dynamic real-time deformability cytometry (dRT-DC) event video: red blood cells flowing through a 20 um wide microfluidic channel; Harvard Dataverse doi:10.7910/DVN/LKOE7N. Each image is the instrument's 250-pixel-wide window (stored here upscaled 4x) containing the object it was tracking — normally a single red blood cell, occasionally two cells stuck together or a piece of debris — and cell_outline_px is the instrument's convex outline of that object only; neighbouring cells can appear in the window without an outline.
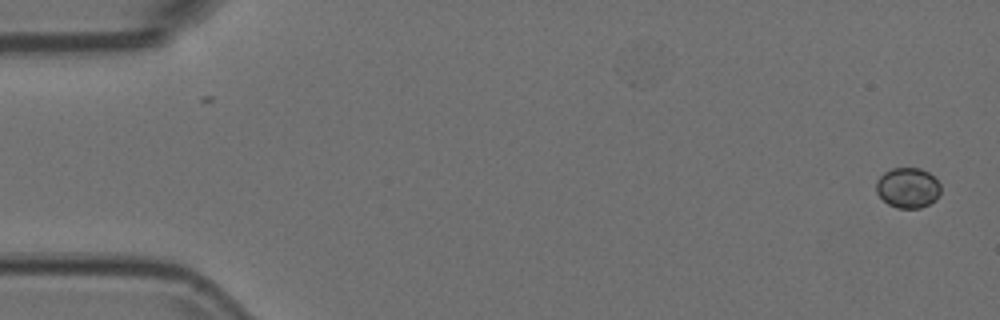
{"species": "Egyptian fruit bat (a non-hibernating species)", "species_latin": "Rousettus aegyptiacus", "temperature_condition": "room temperature", "stored_images_in_passage": 51, "camera_frame_rate_fps": 3000, "um_per_image_px": 0.085, "animal": {"sex": "female"}, "frame": {"image": 1, "passage_image": 1, "time_ms": 0.0, "image_size_px": [1000, 320], "cell_outline_px": [[940, 192], [936, 200], [920, 208], [896, 208], [888, 204], [876, 192], [876, 180], [884, 172], [892, 168], [920, 168], [928, 172], [940, 184]], "centroid_in_image_um": [77.15, 15.96], "position_along_channel_um": 7.8, "area_um2": 15.14}}
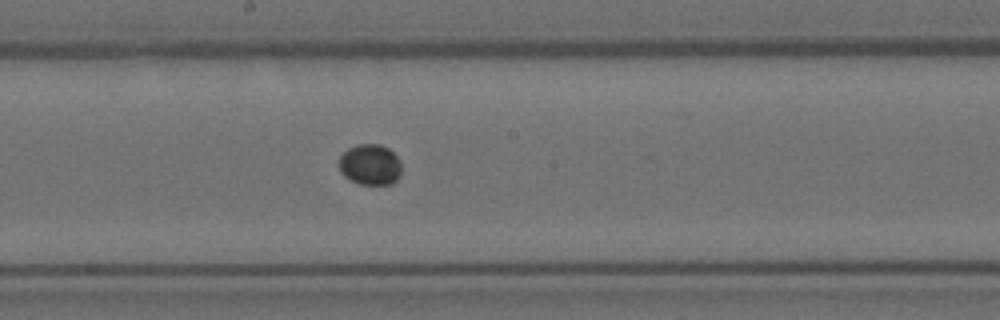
{"frame": {"image": 2, "passage_image": 29, "time_ms": 9.333, "image_size_px": [1000, 320], "cell_outline_px": [[400, 176], [392, 184], [360, 184], [344, 176], [340, 172], [340, 156], [348, 148], [356, 144], [380, 144], [388, 148], [396, 156], [400, 164]], "centroid_in_image_um": [31.45, 13.99], "position_along_channel_um": 216.7, "area_um2": 14.74}}
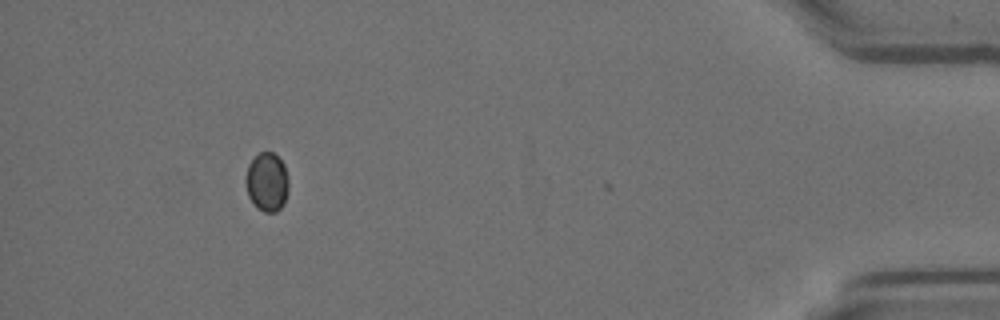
{"frame": {"image": 3, "passage_image": 50, "time_ms": 16.333, "image_size_px": [1000, 320], "cell_outline_px": [[288, 192], [284, 204], [276, 212], [264, 212], [256, 208], [248, 196], [244, 180], [248, 164], [260, 152], [272, 152], [284, 164], [288, 180]], "centroid_in_image_um": [22.68, 15.5], "position_along_channel_um": 412.5, "area_um2": 14.85}}